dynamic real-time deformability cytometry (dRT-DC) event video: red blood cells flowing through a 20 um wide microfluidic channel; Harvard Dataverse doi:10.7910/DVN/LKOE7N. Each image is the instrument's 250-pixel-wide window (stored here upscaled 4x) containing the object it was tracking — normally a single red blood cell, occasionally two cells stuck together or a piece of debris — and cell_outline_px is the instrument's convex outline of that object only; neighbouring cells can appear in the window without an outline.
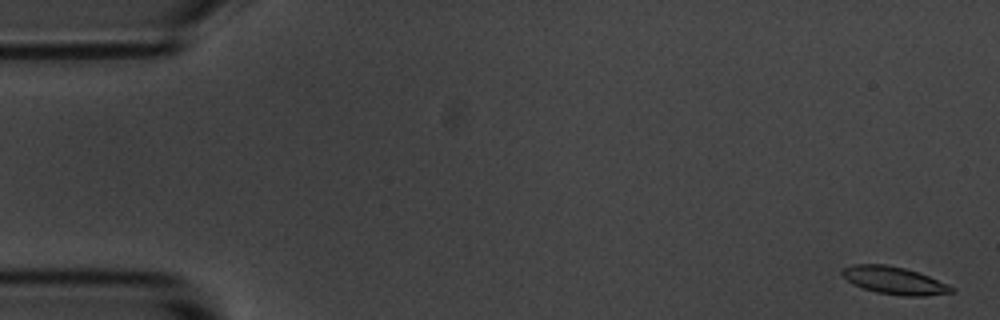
{"species": "common noctule bat (a hibernating species)", "species_latin": "Nyctalus noctula", "temperature_condition": "room temperature", "stored_images_in_passage": 55, "camera_frame_rate_fps": 3000, "um_per_image_px": 0.085, "animal": {"sex": "male", "body_mass_g": 20.1, "forearm_length_mm": 53.5}, "frame": {"image": 1, "passage_image": 1, "time_ms": 0.0, "image_size_px": [1000, 320], "cell_outline_px": [[956, 292], [924, 296], [904, 296], [876, 292], [852, 284], [840, 272], [840, 268], [852, 264], [888, 264], [904, 268], [928, 276], [956, 288]], "centroid_in_image_um": [76.0, 23.83], "position_along_channel_um": 9.0, "area_um2": 17.57}}
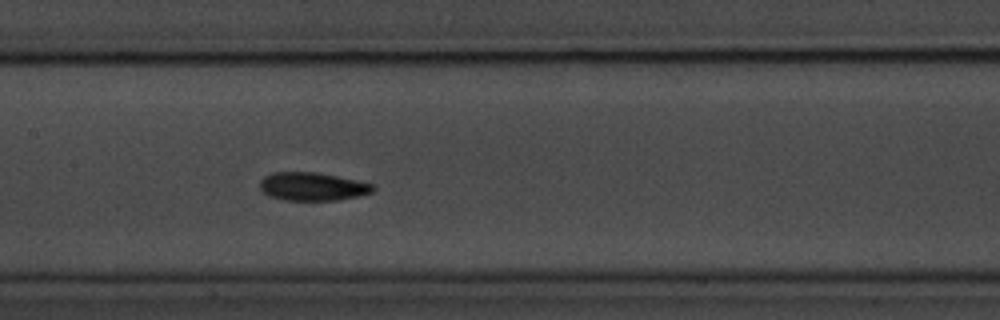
{"frame": {"image": 2, "passage_image": 26, "time_ms": 8.333, "image_size_px": [1000, 320], "cell_outline_px": [[376, 188], [372, 192], [360, 196], [336, 200], [284, 200], [268, 196], [260, 188], [260, 180], [264, 176], [272, 172], [316, 172], [356, 180], [372, 184]], "centroid_in_image_um": [26.54, 15.85], "position_along_channel_um": 180.9, "area_um2": 18.61}}
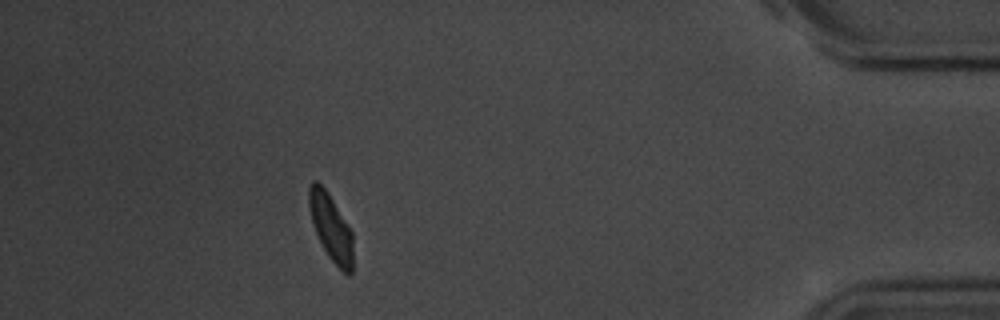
{"frame": {"image": 3, "passage_image": 49, "time_ms": 16.0, "image_size_px": [1000, 320], "cell_outline_px": [[352, 272], [348, 276], [328, 256], [316, 232], [312, 220], [308, 204], [308, 188], [312, 180], [316, 180], [324, 188], [332, 200], [352, 232]], "centroid_in_image_um": [28.11, 19.31], "position_along_channel_um": 407.1, "area_um2": 16.59}, "authors_computed_cell_mechanics": {"area_um2": 17.8602, "velocity_mm_per_s": 3.6436, "shape_relaxation_time_tau1_ms": 3.4397, "shape_relaxation_time_tau2_ms": 2.4174, "deformation_change_tau1": 0.134, "deformation_change_tau2": 0.0709}}